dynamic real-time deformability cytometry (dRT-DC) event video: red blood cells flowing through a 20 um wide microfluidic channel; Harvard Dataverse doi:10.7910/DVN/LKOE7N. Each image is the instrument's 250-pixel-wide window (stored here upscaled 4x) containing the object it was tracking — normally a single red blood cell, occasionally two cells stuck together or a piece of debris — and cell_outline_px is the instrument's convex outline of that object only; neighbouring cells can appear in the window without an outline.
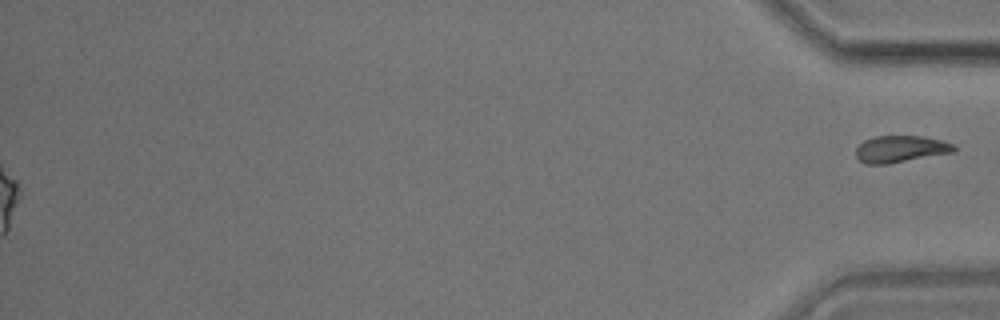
{"species": "common noctule bat (a hibernating species)", "species_latin": "Nyctalus noctula", "temperature_condition": "room temperature", "stored_images_in_passage": 48, "segment_of_instrument_passage": [2, 2], "camera_frame_rate_fps": 3000, "um_per_image_px": 0.085, "animal": {"sex": "male", "body_mass_g": 17.9}, "frame": {"image": 1, "passage_image": 48, "time_ms": 15.667, "image_size_px": [1000, 320], "cell_outline_px": [[956, 152], [888, 164], [864, 164], [856, 156], [856, 148], [864, 140], [876, 136], [924, 136], [940, 140], [952, 144], [956, 148]], "centroid_in_image_um": [76.55, 12.67], "position_along_channel_um": 358.6, "area_um2": 15.37}}